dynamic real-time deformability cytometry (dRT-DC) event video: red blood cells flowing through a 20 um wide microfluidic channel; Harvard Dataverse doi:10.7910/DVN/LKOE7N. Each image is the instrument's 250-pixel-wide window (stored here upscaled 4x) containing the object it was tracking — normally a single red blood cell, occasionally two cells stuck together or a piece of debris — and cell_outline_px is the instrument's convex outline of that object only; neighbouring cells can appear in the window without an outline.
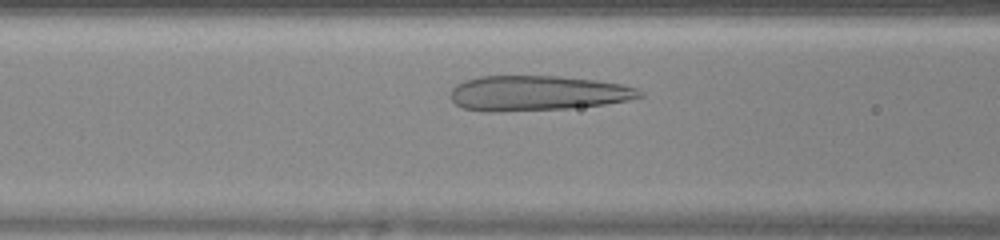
{"species": "human", "species_latin": "Homo sapiens", "temperature_condition": "warm", "stored_images_in_passage": 29, "camera_frame_rate_fps": 3000, "um_per_image_px": 0.085, "donor": {"sex": "female"}, "frame": {"image": 1, "passage_image": 9, "time_ms": 2.667, "image_size_px": [1000, 240], "cell_outline_px": [[644, 96], [628, 100], [604, 104], [568, 108], [496, 112], [484, 112], [464, 108], [456, 104], [452, 100], [452, 88], [456, 84], [464, 80], [480, 76], [556, 76], [596, 80], [620, 84], [636, 88], [644, 92]], "centroid_in_image_um": [45.66, 7.92], "position_along_channel_um": 120.9, "area_um2": 38.61}}
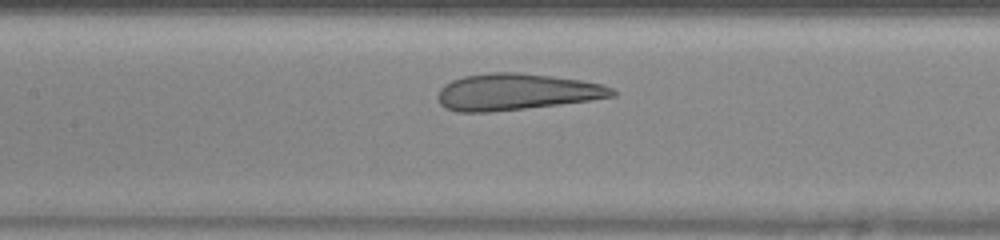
{"frame": {"image": 2, "passage_image": 12, "time_ms": 3.667, "image_size_px": [1000, 240], "cell_outline_px": [[616, 96], [592, 100], [560, 104], [492, 112], [456, 112], [444, 108], [440, 104], [436, 96], [440, 88], [444, 84], [452, 80], [464, 76], [488, 72], [516, 72], [552, 76], [580, 80], [600, 84], [612, 88], [616, 92]], "centroid_in_image_um": [43.84, 7.81], "position_along_channel_um": 163.6, "area_um2": 37.28}}
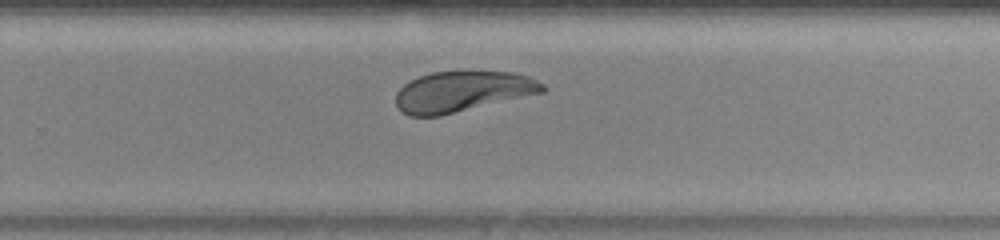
{"frame": {"image": 3, "passage_image": 21, "time_ms": 6.667, "image_size_px": [1000, 240], "cell_outline_px": [[548, 88], [544, 92], [440, 116], [408, 116], [400, 112], [396, 108], [396, 92], [404, 84], [420, 76], [432, 72], [516, 72], [528, 76], [544, 84]], "centroid_in_image_um": [39.29, 7.79], "position_along_channel_um": 290.5, "area_um2": 34.74}, "authors_computed_cell_mechanics": {"area_um2": 36.5874, "velocity_mm_per_s": 4.2539, "shape_relaxation_time_tau1_ms": 6.3226, "shape_relaxation_time_tau2_ms": 0.7809, "deformation_change_tau1": 0.2287, "deformation_change_tau2": 0.0769}}